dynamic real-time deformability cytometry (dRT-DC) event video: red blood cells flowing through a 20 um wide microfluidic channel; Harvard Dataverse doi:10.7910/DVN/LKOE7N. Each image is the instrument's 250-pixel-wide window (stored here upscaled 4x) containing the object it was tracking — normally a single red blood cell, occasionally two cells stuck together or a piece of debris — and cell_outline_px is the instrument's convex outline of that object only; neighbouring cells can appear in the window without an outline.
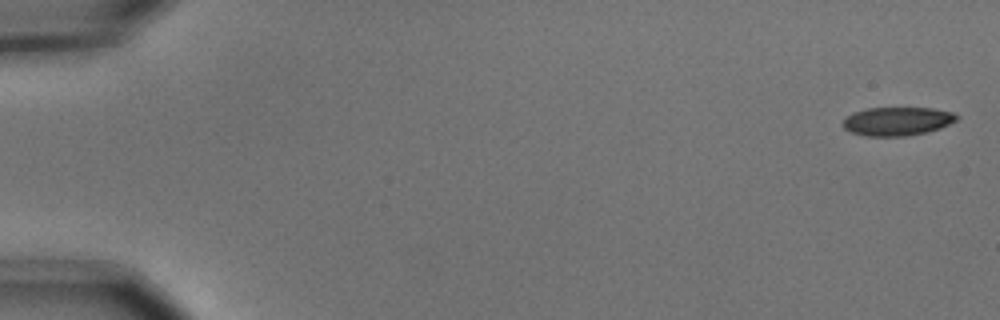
{"species": "common noctule bat (a hibernating species)", "species_latin": "Nyctalus noctula", "temperature_condition": "cold", "stored_images_in_passage": 5, "camera_frame_rate_fps": 3000, "um_per_image_px": 0.085, "animal": {"sex": "male", "body_mass_g": 15.6}, "frame": {"image": 1, "passage_image": 1, "time_ms": 0.0, "image_size_px": [1000, 320], "cell_outline_px": [[960, 116], [956, 120], [940, 128], [924, 132], [904, 136], [868, 136], [852, 132], [844, 128], [840, 124], [852, 112], [868, 108], [932, 108], [952, 112]], "centroid_in_image_um": [76.25, 10.3], "position_along_channel_um": 8.8, "area_um2": 18.79}}
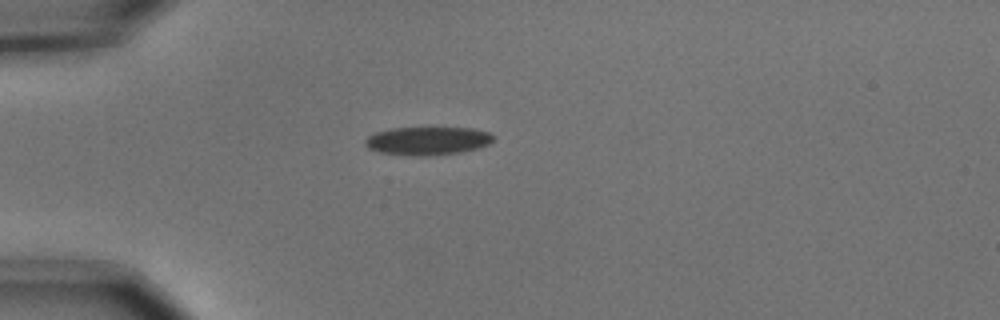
{"frame": {"image": 2, "passage_image": 5, "time_ms": 1.333, "image_size_px": [1000, 320], "cell_outline_px": [[496, 136], [488, 144], [476, 148], [460, 152], [428, 156], [408, 156], [380, 152], [368, 148], [364, 144], [364, 140], [368, 136], [376, 132], [392, 128], [472, 128], [488, 132]], "centroid_in_image_um": [36.32, 11.97], "position_along_channel_um": 48.7, "area_um2": 21.1}}